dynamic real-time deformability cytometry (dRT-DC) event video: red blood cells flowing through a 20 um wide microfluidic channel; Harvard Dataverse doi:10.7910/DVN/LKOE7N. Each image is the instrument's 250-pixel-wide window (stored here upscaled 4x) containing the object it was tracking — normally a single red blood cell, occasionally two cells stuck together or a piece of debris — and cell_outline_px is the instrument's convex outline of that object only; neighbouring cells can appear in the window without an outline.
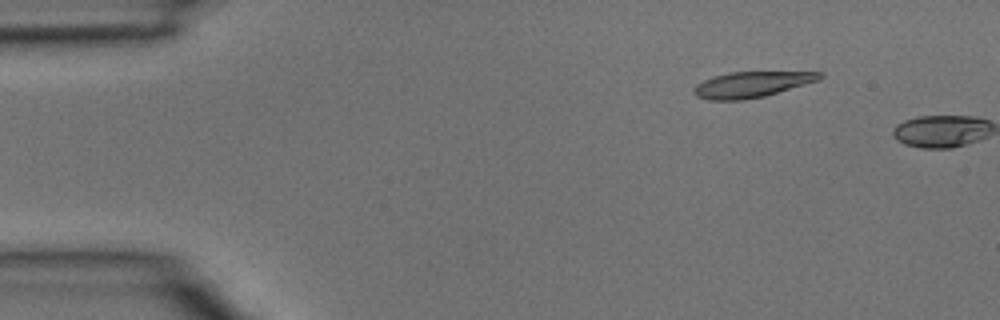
{"species": "common noctule bat (a hibernating species)", "species_latin": "Nyctalus noctula", "temperature_condition": "room temperature", "stored_images_in_passage": 3, "camera_frame_rate_fps": 3000, "um_per_image_px": 0.085, "animal": {"sex": "male", "body_mass_g": 15.6}, "frame": {"image": 1, "passage_image": 2, "time_ms": 0.333, "image_size_px": [1000, 320], "cell_outline_px": [[824, 76], [820, 80], [764, 96], [740, 100], [708, 100], [696, 96], [692, 92], [696, 84], [712, 76], [728, 72], [824, 72]], "centroid_in_image_um": [63.87, 7.17], "position_along_channel_um": 21.1, "area_um2": 18.9}}